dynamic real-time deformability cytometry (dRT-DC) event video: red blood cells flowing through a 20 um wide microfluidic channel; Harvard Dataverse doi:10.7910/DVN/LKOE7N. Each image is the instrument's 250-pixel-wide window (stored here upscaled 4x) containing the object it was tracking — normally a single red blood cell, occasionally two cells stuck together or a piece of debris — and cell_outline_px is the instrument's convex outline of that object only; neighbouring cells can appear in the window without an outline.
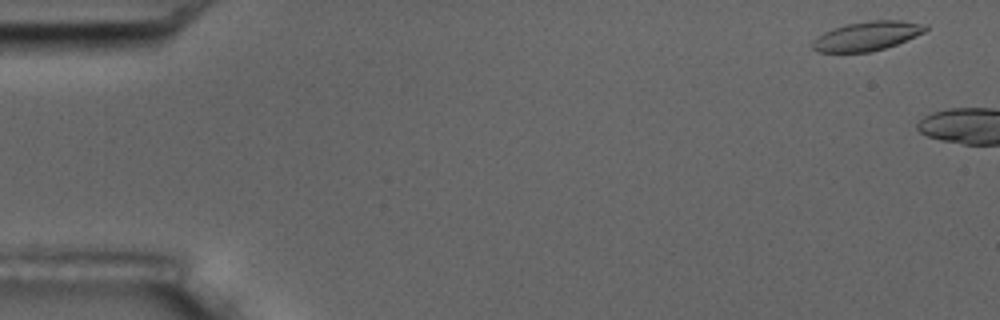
{"species": "common noctule bat (a hibernating species)", "species_latin": "Nyctalus noctula", "temperature_condition": "room temperature", "stored_images_in_passage": 2, "camera_frame_rate_fps": 3000, "um_per_image_px": 0.085, "animal": {"sex": "male", "body_mass_g": 17.5, "forearm_length_mm": 52.3}, "frame": {"image": 1, "passage_image": 1, "time_ms": 0.0, "image_size_px": [1000, 320], "cell_outline_px": [[928, 28], [924, 32], [896, 44], [884, 48], [868, 52], [816, 52], [812, 48], [812, 40], [824, 32], [832, 28], [848, 24], [868, 20], [900, 20], [928, 24]], "centroid_in_image_um": [73.68, 3.05], "position_along_channel_um": 11.3, "area_um2": 19.19}}